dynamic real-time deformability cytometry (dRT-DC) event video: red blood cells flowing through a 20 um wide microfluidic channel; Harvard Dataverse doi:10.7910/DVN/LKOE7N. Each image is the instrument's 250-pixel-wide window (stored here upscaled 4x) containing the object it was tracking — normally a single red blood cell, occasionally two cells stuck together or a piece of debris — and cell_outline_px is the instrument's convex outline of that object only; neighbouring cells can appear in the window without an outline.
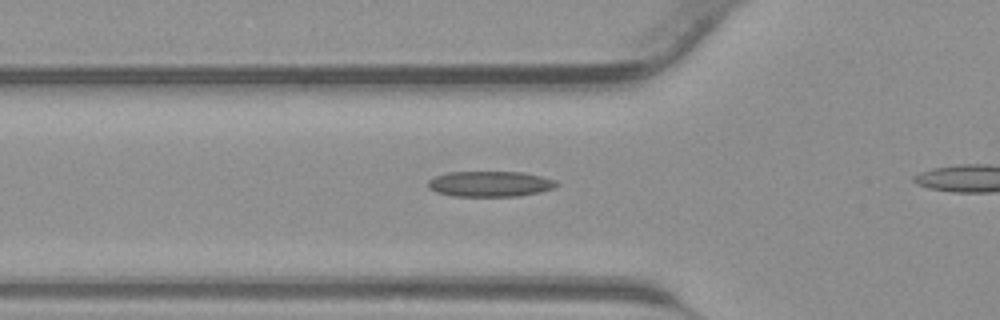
{"species": "common noctule bat (a hibernating species)", "species_latin": "Nyctalus noctula", "temperature_condition": "warm", "stored_images_in_passage": 20, "camera_frame_rate_fps": 3000, "um_per_image_px": 0.085, "animal": {"sex": "male", "body_mass_g": 23.1, "forearm_length_mm": 52.7}, "frame": {"image": 1, "passage_image": 8, "time_ms": 2.333, "image_size_px": [1000, 320], "cell_outline_px": [[560, 184], [556, 188], [540, 192], [520, 196], [452, 196], [436, 192], [428, 188], [428, 180], [436, 176], [448, 172], [524, 172], [556, 180]], "centroid_in_image_um": [41.69, 15.63], "position_along_channel_um": 84.1, "area_um2": 19.31}}
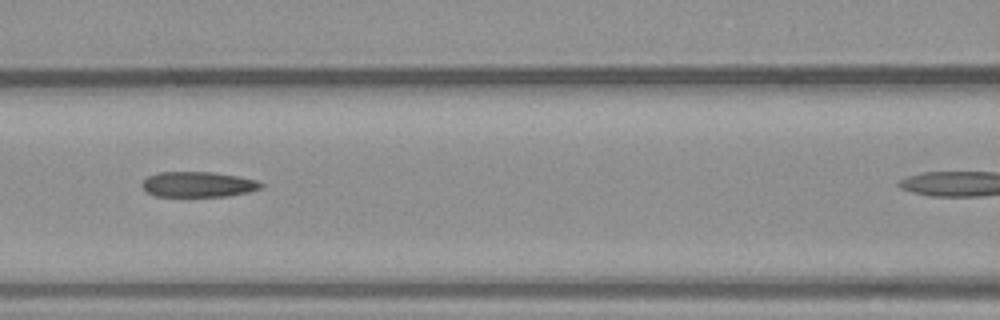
{"frame": {"image": 2, "passage_image": 12, "time_ms": 3.667, "image_size_px": [1000, 320], "cell_outline_px": [[264, 184], [260, 188], [248, 192], [228, 196], [156, 196], [148, 192], [140, 184], [148, 176], [160, 172], [212, 172], [236, 176], [256, 180]], "centroid_in_image_um": [16.83, 15.67], "position_along_channel_um": 149.8, "area_um2": 17.4}}
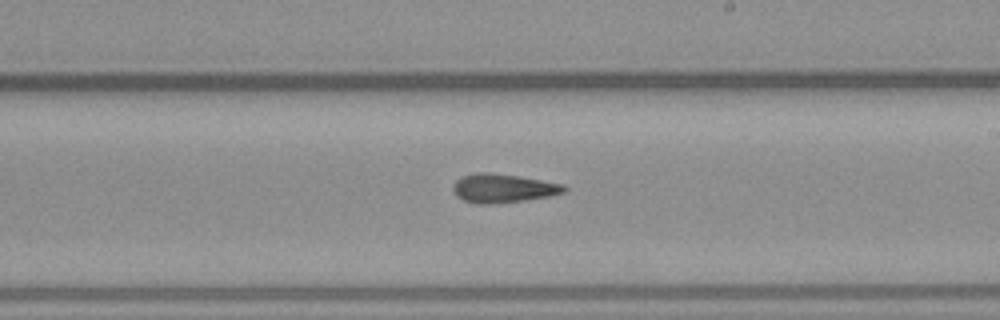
{"frame": {"image": 3, "passage_image": 18, "time_ms": 5.667, "image_size_px": [1000, 320], "cell_outline_px": [[568, 188], [564, 192], [552, 196], [496, 204], [476, 204], [464, 200], [456, 196], [452, 188], [456, 180], [464, 176], [476, 172], [484, 172], [516, 176], [564, 184]], "centroid_in_image_um": [42.76, 16.02], "position_along_channel_um": 246.2, "area_um2": 18.55}}